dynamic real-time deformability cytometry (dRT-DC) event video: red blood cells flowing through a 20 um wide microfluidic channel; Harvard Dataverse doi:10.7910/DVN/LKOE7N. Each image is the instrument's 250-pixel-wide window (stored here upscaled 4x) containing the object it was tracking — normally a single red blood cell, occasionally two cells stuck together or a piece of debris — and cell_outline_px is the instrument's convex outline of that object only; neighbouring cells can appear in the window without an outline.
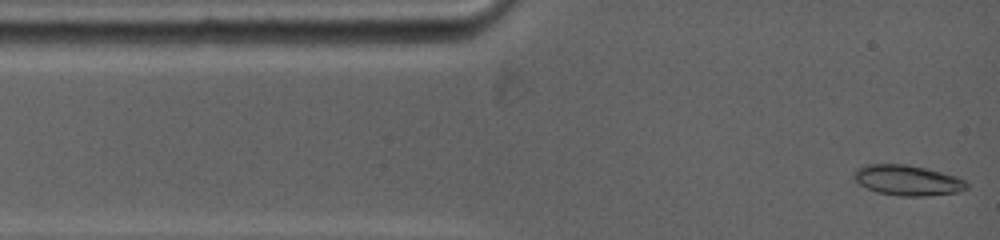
{"species": "common noctule bat (a hibernating species)", "species_latin": "Nyctalus noctula", "temperature_condition": "warm", "stored_images_in_passage": 52, "camera_frame_rate_fps": 5000, "um_per_image_px": 0.085, "animal": {"sex": "female", "body_mass_g": 19.0, "forearm_length_mm": 53.3}, "frame": {"image": 1, "passage_image": 1, "time_ms": 0.0, "image_size_px": [1000, 240], "cell_outline_px": [[968, 188], [960, 192], [928, 196], [900, 196], [876, 192], [852, 180], [852, 172], [856, 168], [868, 164], [904, 164], [924, 168], [956, 176], [964, 180], [968, 184]], "centroid_in_image_um": [77.1, 15.33], "position_along_channel_um": 7.9, "area_um2": 20.11}}
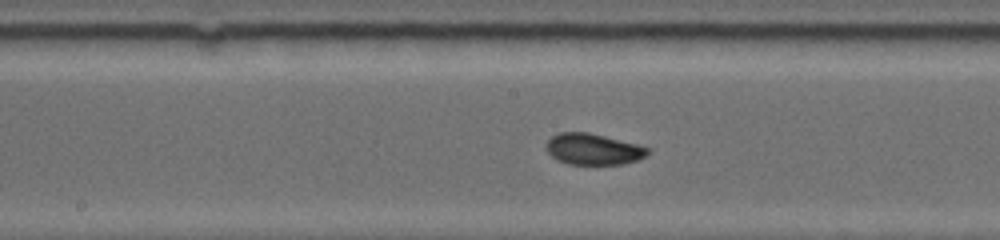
{"frame": {"image": 2, "passage_image": 30, "time_ms": 6.0, "image_size_px": [1000, 240], "cell_outline_px": [[652, 148], [644, 156], [636, 160], [620, 164], [568, 164], [556, 160], [544, 148], [544, 144], [552, 136], [560, 132], [588, 132], [640, 144]], "centroid_in_image_um": [50.4, 12.67], "position_along_channel_um": 197.8, "area_um2": 18.61}}
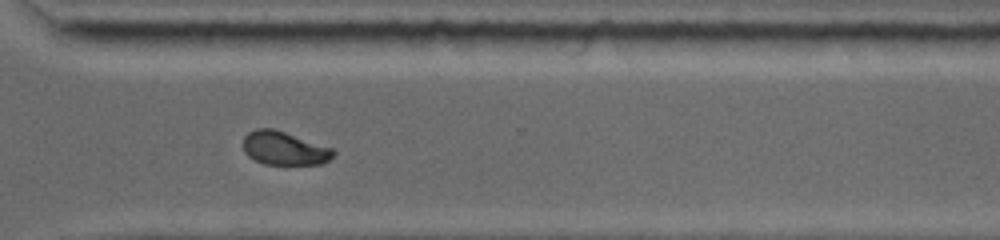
{"frame": {"image": 3, "passage_image": 51, "time_ms": 9.8, "image_size_px": [1000, 240], "cell_outline_px": [[336, 152], [328, 160], [320, 164], [264, 164], [248, 156], [244, 152], [244, 136], [248, 132], [256, 128], [272, 128], [332, 148]], "centroid_in_image_um": [24.13, 12.6], "position_along_channel_um": 346.5, "area_um2": 17.34}}